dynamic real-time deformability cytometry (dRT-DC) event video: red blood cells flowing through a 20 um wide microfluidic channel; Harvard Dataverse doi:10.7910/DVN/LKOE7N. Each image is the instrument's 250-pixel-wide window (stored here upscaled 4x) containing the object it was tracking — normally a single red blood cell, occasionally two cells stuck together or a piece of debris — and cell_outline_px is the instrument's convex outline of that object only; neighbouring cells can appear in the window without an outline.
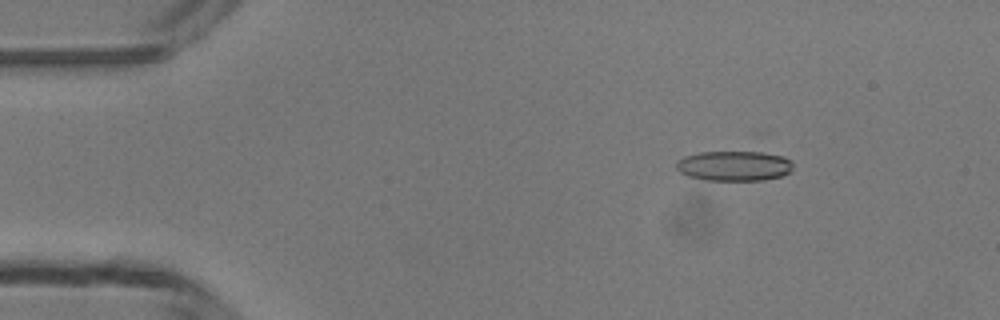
{"species": "common noctule bat (a hibernating species)", "species_latin": "Nyctalus noctula", "temperature_condition": "room temperature", "stored_images_in_passage": 48, "camera_frame_rate_fps": 3000, "um_per_image_px": 0.085, "animal": {"sex": "male", "body_mass_g": 13.3}, "frame": {"image": 1, "passage_image": 7, "time_ms": 2.0, "image_size_px": [1000, 320], "cell_outline_px": [[792, 168], [788, 172], [780, 176], [764, 180], [704, 180], [688, 176], [680, 172], [676, 168], [676, 164], [684, 156], [700, 152], [752, 148], [784, 156], [792, 160]], "centroid_in_image_um": [62.44, 14.03], "position_along_channel_um": 22.6, "area_um2": 21.44}}
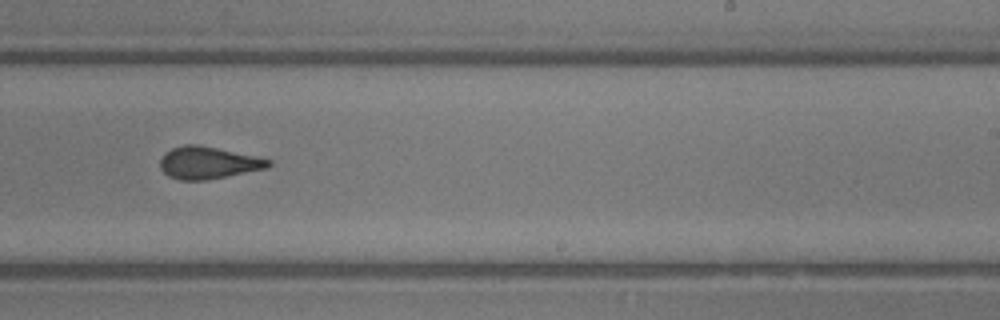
{"frame": {"image": 2, "passage_image": 30, "time_ms": 9.667, "image_size_px": [1000, 320], "cell_outline_px": [[272, 164], [268, 168], [228, 176], [204, 180], [180, 180], [168, 176], [160, 168], [160, 160], [164, 152], [172, 148], [184, 144], [200, 144], [272, 160]], "centroid_in_image_um": [17.68, 13.83], "position_along_channel_um": 271.3, "area_um2": 20.4}}
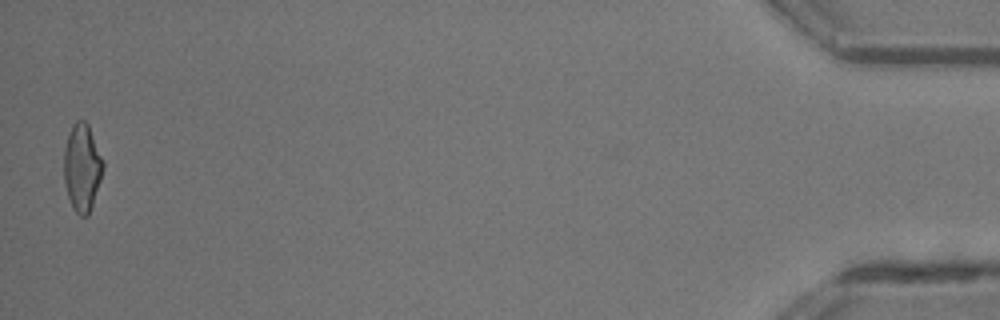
{"frame": {"image": 3, "passage_image": 48, "time_ms": 15.667, "image_size_px": [1000, 320], "cell_outline_px": [[104, 168], [88, 216], [80, 216], [72, 208], [64, 184], [64, 148], [68, 132], [72, 124], [76, 120], [84, 120], [88, 124], [104, 160]], "centroid_in_image_um": [6.97, 14.21], "position_along_channel_um": 428.2, "area_um2": 20.11}, "authors_computed_cell_mechanics": {"area_um2": 20.5768, "velocity_mm_per_s": 4.2621, "shape_relaxation_time_tau1_ms": 7.6856, "shape_relaxation_time_tau2_ms": 1.8348, "deformation_change_tau1": 0.1755, "deformation_change_tau2": 0.1005}}